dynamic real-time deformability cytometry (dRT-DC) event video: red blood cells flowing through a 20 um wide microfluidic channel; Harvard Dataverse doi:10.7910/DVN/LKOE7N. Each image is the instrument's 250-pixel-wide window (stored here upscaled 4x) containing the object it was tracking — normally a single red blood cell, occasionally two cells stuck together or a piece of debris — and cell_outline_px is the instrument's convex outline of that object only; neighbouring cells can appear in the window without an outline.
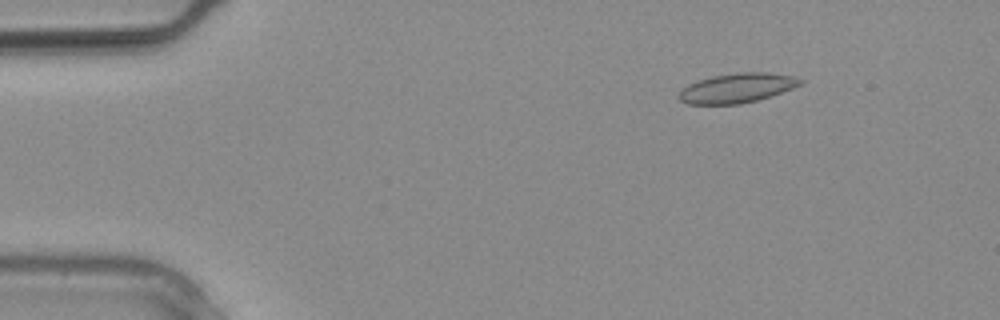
{"species": "common noctule bat (a hibernating species)", "species_latin": "Nyctalus noctula", "temperature_condition": "warm", "stored_images_in_passage": 21, "camera_frame_rate_fps": 3000, "um_per_image_px": 0.085, "animal": {"sex": "male", "body_mass_g": 20.4}, "frame": {"image": 1, "passage_image": 1, "time_ms": 0.0, "image_size_px": [1000, 320], "cell_outline_px": [[804, 80], [800, 84], [792, 88], [756, 100], [740, 104], [688, 104], [680, 100], [676, 96], [688, 84], [696, 80], [712, 76], [740, 72], [768, 72], [792, 76]], "centroid_in_image_um": [62.6, 7.47], "position_along_channel_um": 22.4, "area_um2": 20.69}}